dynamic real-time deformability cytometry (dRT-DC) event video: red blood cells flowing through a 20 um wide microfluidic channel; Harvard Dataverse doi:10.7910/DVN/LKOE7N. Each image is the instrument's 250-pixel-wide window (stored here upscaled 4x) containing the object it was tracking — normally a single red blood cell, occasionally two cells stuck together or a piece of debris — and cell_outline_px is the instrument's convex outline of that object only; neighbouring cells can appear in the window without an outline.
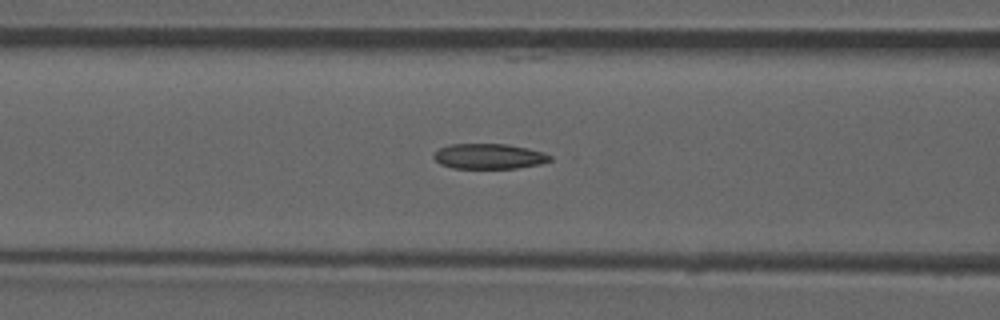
{"species": "common noctule bat (a hibernating species)", "species_latin": "Nyctalus noctula", "temperature_condition": "room temperature", "stored_images_in_passage": 44, "camera_frame_rate_fps": 3000, "um_per_image_px": 0.085, "animal": {"sex": "male", "forearm_length_mm": 52.5}, "frame": {"image": 1, "passage_image": 13, "time_ms": 4.0, "image_size_px": [1000, 320], "cell_outline_px": [[552, 160], [540, 164], [516, 168], [452, 168], [440, 164], [432, 156], [440, 148], [448, 144], [508, 144], [528, 148], [544, 152], [552, 156]], "centroid_in_image_um": [41.58, 13.28], "position_along_channel_um": 125.0, "area_um2": 17.17}, "authors_computed_cell_mechanics": {"area_um2": 17.5134, "velocity_mm_per_s": 3.8914, "shape_relaxation_time_tau1_ms": null, "shape_relaxation_time_tau2_ms": 2.5367, "deformation_change_tau1": null, "deformation_change_tau2": 0.0887}}